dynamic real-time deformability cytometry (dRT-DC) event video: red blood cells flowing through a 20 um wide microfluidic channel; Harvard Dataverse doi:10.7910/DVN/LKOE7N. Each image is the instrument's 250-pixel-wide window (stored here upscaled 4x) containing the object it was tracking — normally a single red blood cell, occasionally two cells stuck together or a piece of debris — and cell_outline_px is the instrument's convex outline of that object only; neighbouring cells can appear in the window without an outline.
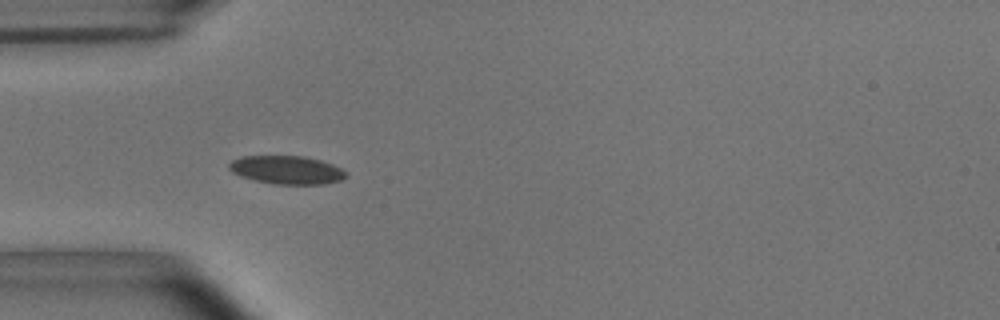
{"species": "common noctule bat (a hibernating species)", "species_latin": "Nyctalus noctula", "temperature_condition": "room temperature", "stored_images_in_passage": 3, "camera_frame_rate_fps": 3000, "um_per_image_px": 0.085, "animal": {"sex": "male", "body_mass_g": 15.6}, "frame": {"image": 1, "passage_image": 1, "time_ms": 0.0, "image_size_px": [1000, 320], "cell_outline_px": [[348, 176], [340, 180], [324, 184], [276, 184], [256, 180], [232, 172], [228, 168], [228, 164], [232, 160], [240, 156], [304, 156], [320, 160], [332, 164], [348, 172]], "centroid_in_image_um": [24.4, 14.43], "position_along_channel_um": 60.6, "area_um2": 19.19}}